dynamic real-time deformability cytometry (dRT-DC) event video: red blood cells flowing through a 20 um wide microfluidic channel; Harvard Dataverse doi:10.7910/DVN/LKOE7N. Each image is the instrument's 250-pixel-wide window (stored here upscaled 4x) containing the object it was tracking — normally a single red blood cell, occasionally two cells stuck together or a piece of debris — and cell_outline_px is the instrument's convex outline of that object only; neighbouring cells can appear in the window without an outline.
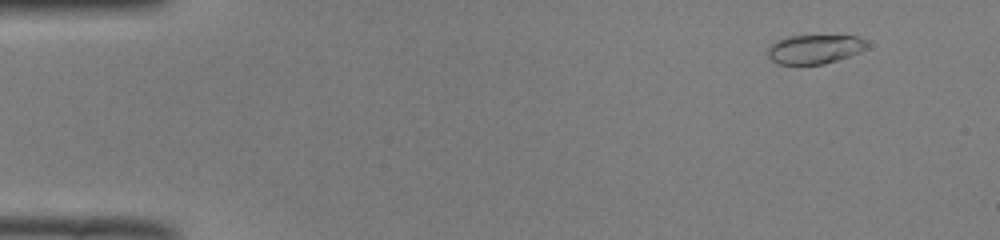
{"species": "common noctule bat (a hibernating species)", "species_latin": "Nyctalus noctula", "temperature_condition": "room temperature", "stored_images_in_passage": 49, "camera_frame_rate_fps": 3000, "um_per_image_px": 0.085, "animal": {"sex": "male", "body_mass_g": 19.0, "forearm_length_mm": 50.8}, "frame": {"image": 1, "passage_image": 2, "time_ms": 0.333, "image_size_px": [1000, 240], "cell_outline_px": [[868, 48], [848, 56], [824, 64], [780, 64], [772, 60], [768, 56], [768, 48], [776, 40], [788, 36], [856, 36], [864, 40], [868, 44]], "centroid_in_image_um": [69.23, 4.17], "position_along_channel_um": 15.8, "area_um2": 16.59}}
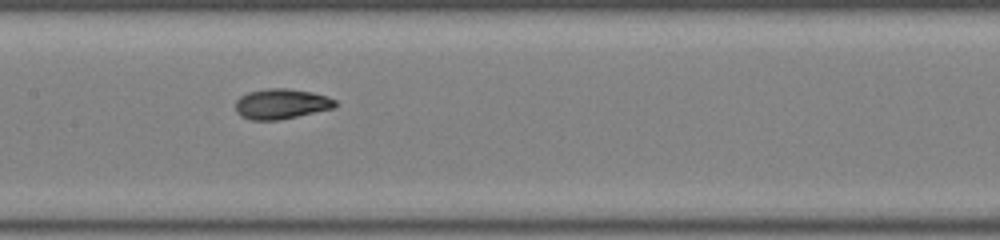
{"frame": {"image": 2, "passage_image": 23, "time_ms": 7.333, "image_size_px": [1000, 240], "cell_outline_px": [[336, 108], [276, 120], [252, 120], [240, 116], [236, 112], [236, 100], [240, 96], [248, 92], [268, 88], [288, 88], [312, 92], [328, 96], [336, 100]], "centroid_in_image_um": [23.92, 8.82], "position_along_channel_um": 183.5, "area_um2": 17.63}}
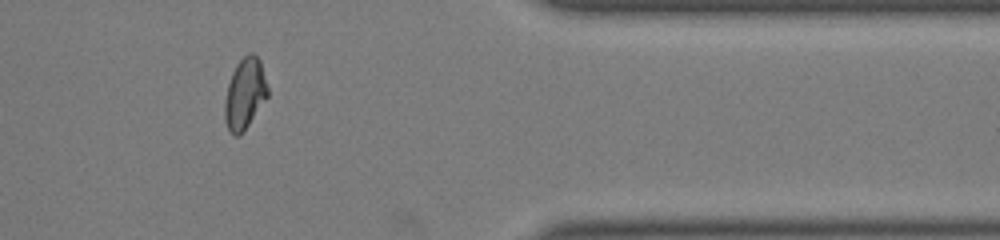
{"frame": {"image": 3, "passage_image": 40, "time_ms": 13.0, "image_size_px": [1000, 240], "cell_outline_px": [[268, 96], [248, 124], [236, 136], [228, 128], [224, 120], [224, 100], [228, 84], [232, 72], [236, 64], [248, 52], [252, 52], [260, 60], [268, 88]], "centroid_in_image_um": [20.8, 7.91], "position_along_channel_um": 390.6, "area_um2": 17.46}, "authors_computed_cell_mechanics": {"area_um2": 17.5712, "velocity_mm_per_s": 4.0011, "shape_relaxation_time_tau1_ms": 5.5565, "shape_relaxation_time_tau2_ms": 1.1714, "deformation_change_tau1": 0.1805, "deformation_change_tau2": 0.0521}}